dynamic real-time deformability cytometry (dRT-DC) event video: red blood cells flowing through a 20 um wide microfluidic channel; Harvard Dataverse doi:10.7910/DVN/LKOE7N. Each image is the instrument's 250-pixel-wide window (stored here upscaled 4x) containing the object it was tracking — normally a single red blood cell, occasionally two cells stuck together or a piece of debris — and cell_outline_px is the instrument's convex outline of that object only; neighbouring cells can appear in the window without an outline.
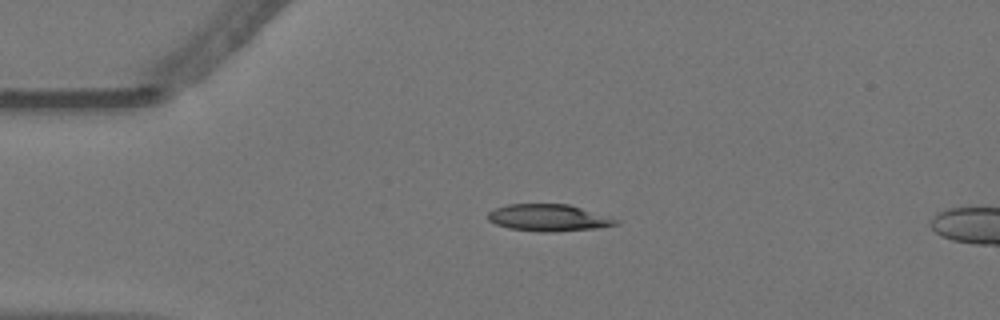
{"species": "Egyptian fruit bat (a non-hibernating species)", "species_latin": "Rousettus aegyptiacus", "temperature_condition": "warm", "stored_images_in_passage": 15, "camera_frame_rate_fps": 3000, "um_per_image_px": 0.085, "animal": {"sex": "female"}, "frame": {"image": 1, "passage_image": 11, "time_ms": 3.333, "image_size_px": [1000, 320], "cell_outline_px": [[620, 224], [596, 228], [552, 232], [540, 232], [508, 228], [496, 224], [488, 220], [488, 212], [496, 208], [508, 204], [568, 204], [608, 216], [620, 220]], "centroid_in_image_um": [46.63, 18.51], "position_along_channel_um": 38.4, "area_um2": 20.0}}